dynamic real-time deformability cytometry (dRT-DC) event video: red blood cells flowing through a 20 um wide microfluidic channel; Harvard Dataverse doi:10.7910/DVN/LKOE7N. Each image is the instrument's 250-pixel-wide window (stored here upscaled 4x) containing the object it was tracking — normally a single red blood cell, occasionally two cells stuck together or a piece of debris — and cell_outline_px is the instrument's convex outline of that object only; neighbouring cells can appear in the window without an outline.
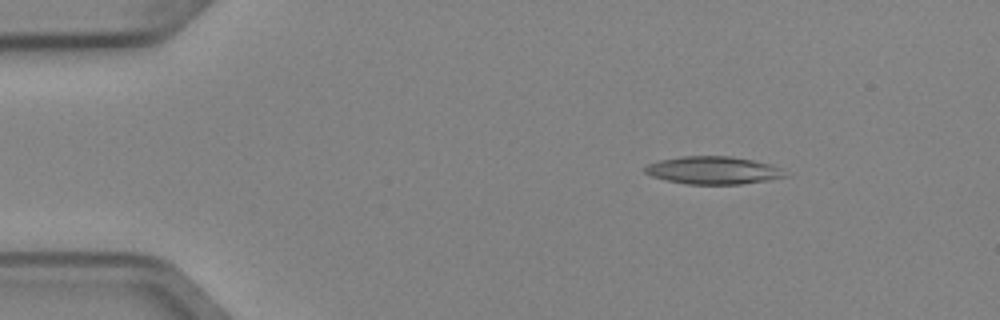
{"species": "Egyptian fruit bat (a non-hibernating species)", "species_latin": "Rousettus aegyptiacus", "temperature_condition": "cold", "stored_images_in_passage": 4, "camera_frame_rate_fps": 3000, "um_per_image_px": 0.085, "animal": {"sex": "female"}, "frame": {"image": 1, "passage_image": 2, "time_ms": 0.333, "image_size_px": [1000, 320], "cell_outline_px": [[792, 176], [768, 180], [740, 184], [688, 184], [668, 180], [652, 176], [644, 172], [644, 168], [648, 164], [660, 160], [684, 156], [732, 156], [772, 164], [780, 168]], "centroid_in_image_um": [60.68, 14.47], "position_along_channel_um": 24.3, "area_um2": 22.66}}